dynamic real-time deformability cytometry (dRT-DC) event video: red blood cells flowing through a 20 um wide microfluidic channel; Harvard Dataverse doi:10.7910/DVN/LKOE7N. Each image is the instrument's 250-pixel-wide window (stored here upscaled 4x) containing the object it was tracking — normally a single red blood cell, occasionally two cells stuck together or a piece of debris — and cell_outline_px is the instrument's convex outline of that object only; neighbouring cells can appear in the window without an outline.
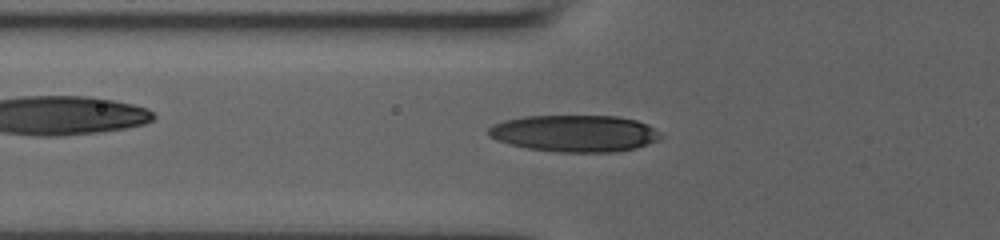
{"species": "human", "species_latin": "Homo sapiens", "temperature_condition": "room temperature", "stored_images_in_passage": 54, "camera_frame_rate_fps": 3000, "um_per_image_px": 0.085, "donor": {"sex": "male"}, "frame": {"image": 1, "passage_image": 22, "time_ms": 7.0, "image_size_px": [1000, 240], "cell_outline_px": [[664, 136], [648, 144], [636, 148], [616, 152], [556, 152], [528, 148], [496, 140], [488, 136], [488, 128], [492, 124], [504, 120], [524, 116], [616, 116], [636, 120], [648, 124], [660, 132]], "centroid_in_image_um": [48.85, 11.33], "position_along_channel_um": 76.9, "area_um2": 37.05}}
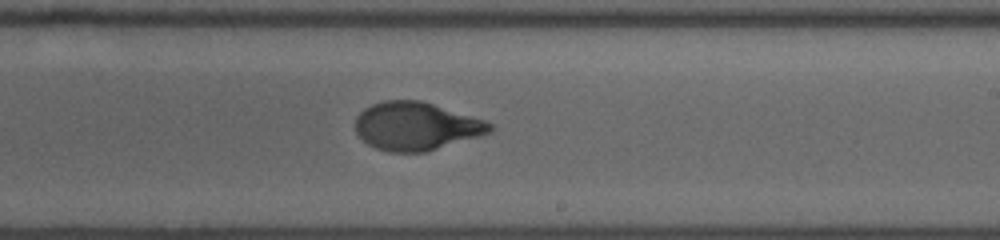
{"frame": {"image": 2, "passage_image": 35, "time_ms": 11.333, "image_size_px": [1000, 240], "cell_outline_px": [[492, 132], [480, 136], [424, 152], [388, 152], [376, 148], [368, 144], [356, 132], [356, 116], [364, 108], [372, 104], [384, 100], [420, 100], [484, 120], [492, 124]], "centroid_in_image_um": [35.35, 10.72], "position_along_channel_um": 253.6, "area_um2": 37.45}}
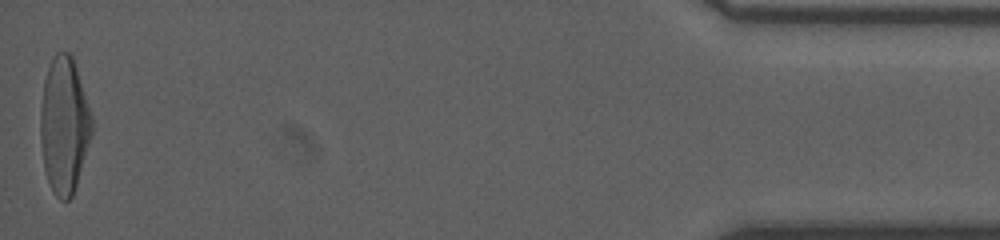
{"frame": {"image": 3, "passage_image": 54, "time_ms": 17.667, "image_size_px": [1000, 240], "cell_outline_px": [[92, 132], [76, 184], [72, 196], [68, 200], [60, 200], [52, 192], [44, 168], [40, 140], [40, 112], [44, 80], [52, 56], [56, 52], [68, 52], [72, 56], [92, 116]], "centroid_in_image_um": [5.43, 10.64], "position_along_channel_um": 429.8, "area_um2": 40.46}}